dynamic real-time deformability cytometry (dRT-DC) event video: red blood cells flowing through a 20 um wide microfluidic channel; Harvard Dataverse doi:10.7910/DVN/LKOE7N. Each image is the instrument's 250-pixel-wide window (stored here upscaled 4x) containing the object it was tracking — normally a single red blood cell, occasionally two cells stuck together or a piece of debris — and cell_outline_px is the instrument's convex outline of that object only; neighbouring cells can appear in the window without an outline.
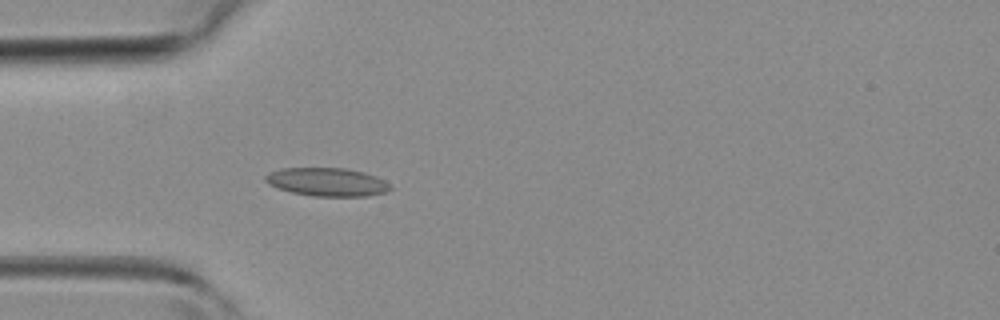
{"species": "common noctule bat (a hibernating species)", "species_latin": "Nyctalus noctula", "temperature_condition": "room temperature", "stored_images_in_passage": 32, "camera_frame_rate_fps": 3000, "um_per_image_px": 0.085, "animal": {"sex": "female", "body_mass_g": 19.3, "forearm_length_mm": 54.1}, "frame": {"image": 1, "passage_image": 1, "time_ms": 0.0, "image_size_px": [1000, 320], "cell_outline_px": [[392, 188], [388, 192], [368, 196], [312, 196], [292, 192], [276, 188], [268, 184], [264, 180], [264, 176], [268, 172], [280, 168], [344, 168], [364, 172], [376, 176], [384, 180]], "centroid_in_image_um": [27.78, 15.47], "position_along_channel_um": 57.2, "area_um2": 20.81}}
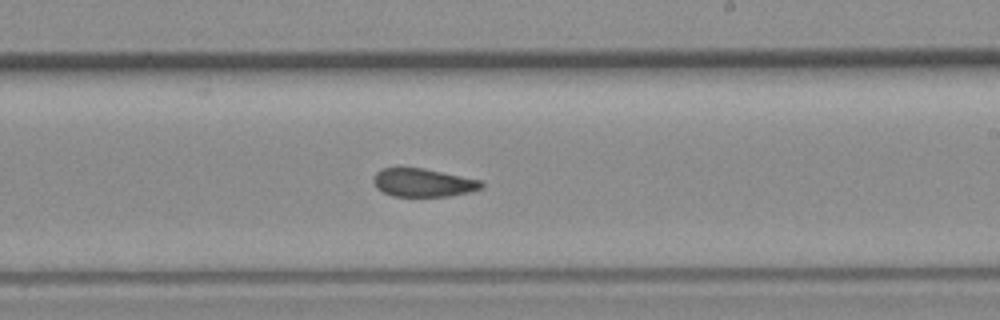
{"frame": {"image": 2, "passage_image": 14, "time_ms": 4.333, "image_size_px": [1000, 320], "cell_outline_px": [[484, 184], [480, 188], [468, 192], [448, 196], [392, 196], [376, 188], [372, 180], [376, 172], [384, 168], [424, 168], [480, 180]], "centroid_in_image_um": [35.93, 15.52], "position_along_channel_um": 253.1, "area_um2": 17.57}}
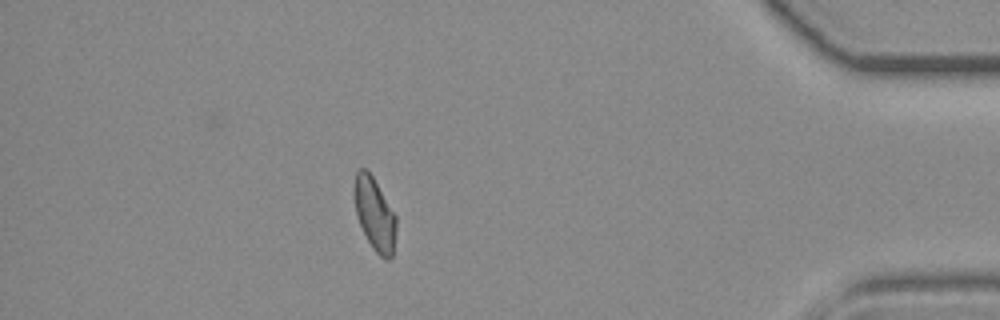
{"frame": {"image": 3, "passage_image": 27, "time_ms": 8.667, "image_size_px": [1000, 320], "cell_outline_px": [[396, 232], [392, 256], [388, 260], [384, 260], [372, 248], [360, 224], [356, 212], [352, 192], [352, 188], [356, 172], [360, 168], [364, 168], [372, 176], [396, 216]], "centroid_in_image_um": [31.82, 18.2], "position_along_channel_um": 403.4, "area_um2": 17.74}}